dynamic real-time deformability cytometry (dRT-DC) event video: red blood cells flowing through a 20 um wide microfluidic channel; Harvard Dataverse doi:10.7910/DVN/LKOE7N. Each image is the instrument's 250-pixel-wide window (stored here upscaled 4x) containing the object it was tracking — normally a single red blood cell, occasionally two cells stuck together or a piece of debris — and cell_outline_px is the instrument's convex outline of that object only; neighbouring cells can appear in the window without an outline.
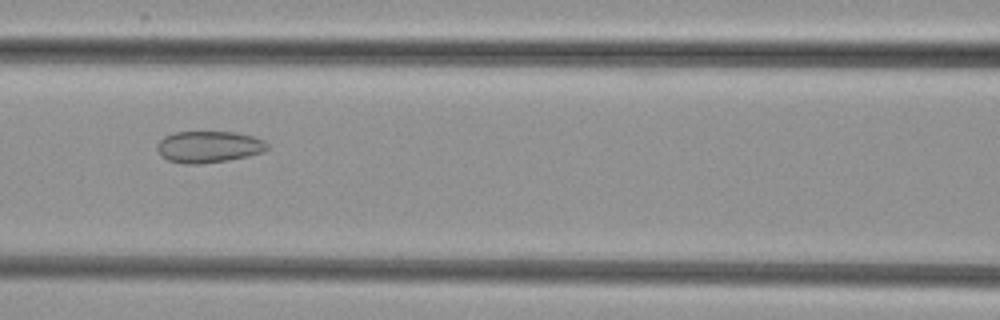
{"species": "common noctule bat (a hibernating species)", "species_latin": "Nyctalus noctula", "temperature_condition": "cold", "stored_images_in_passage": 5, "camera_frame_rate_fps": 3000, "um_per_image_px": 0.085, "animal": {"sex": "female", "body_mass_g": 29.2, "forearm_length_mm": 56.3}, "frame": {"image": 1, "passage_image": 3, "time_ms": 2.0, "image_size_px": [1000, 320], "cell_outline_px": [[268, 148], [260, 152], [248, 156], [228, 160], [200, 164], [184, 164], [168, 160], [160, 156], [156, 148], [156, 144], [164, 136], [176, 132], [236, 132], [252, 136], [264, 140], [268, 144]], "centroid_in_image_um": [17.7, 12.48], "position_along_channel_um": 148.9, "area_um2": 20.35}}
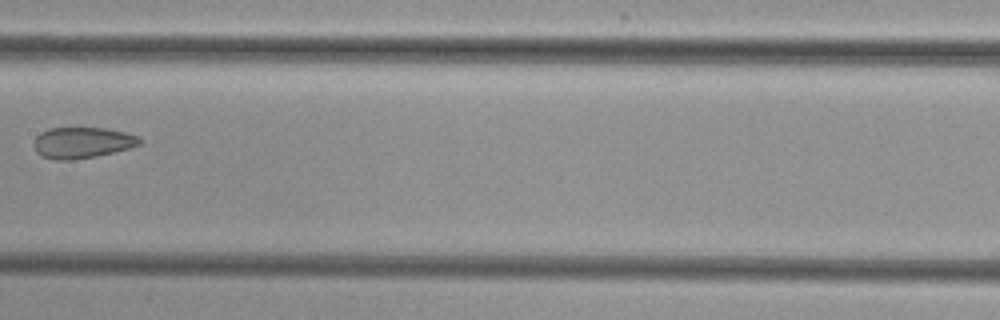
{"frame": {"image": 2, "passage_image": 4, "time_ms": 3.333, "image_size_px": [1000, 320], "cell_outline_px": [[140, 144], [132, 148], [96, 156], [72, 160], [56, 160], [44, 156], [36, 152], [32, 144], [36, 136], [40, 132], [48, 128], [104, 128], [128, 132], [140, 136]], "centroid_in_image_um": [7.0, 12.12], "position_along_channel_um": 200.4, "area_um2": 19.36}}
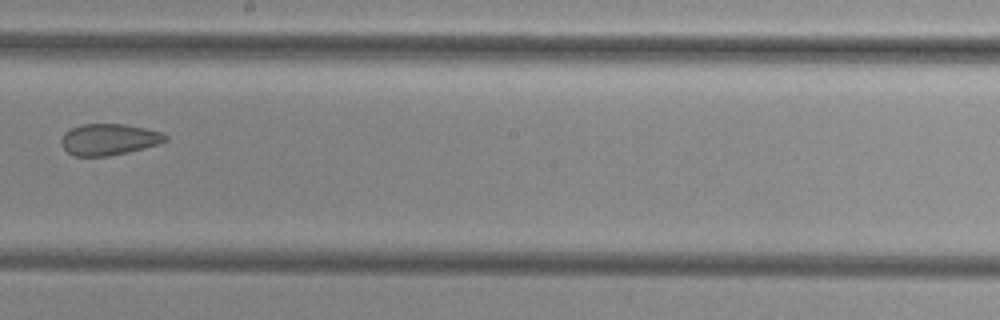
{"frame": {"image": 3, "passage_image": 5, "time_ms": 4.333, "image_size_px": [1000, 320], "cell_outline_px": [[168, 140], [160, 144], [128, 152], [108, 156], [72, 156], [64, 148], [60, 140], [64, 132], [80, 124], [124, 124], [144, 128], [160, 132], [168, 136]], "centroid_in_image_um": [9.25, 11.85], "position_along_channel_um": 238.9, "area_um2": 19.07}}